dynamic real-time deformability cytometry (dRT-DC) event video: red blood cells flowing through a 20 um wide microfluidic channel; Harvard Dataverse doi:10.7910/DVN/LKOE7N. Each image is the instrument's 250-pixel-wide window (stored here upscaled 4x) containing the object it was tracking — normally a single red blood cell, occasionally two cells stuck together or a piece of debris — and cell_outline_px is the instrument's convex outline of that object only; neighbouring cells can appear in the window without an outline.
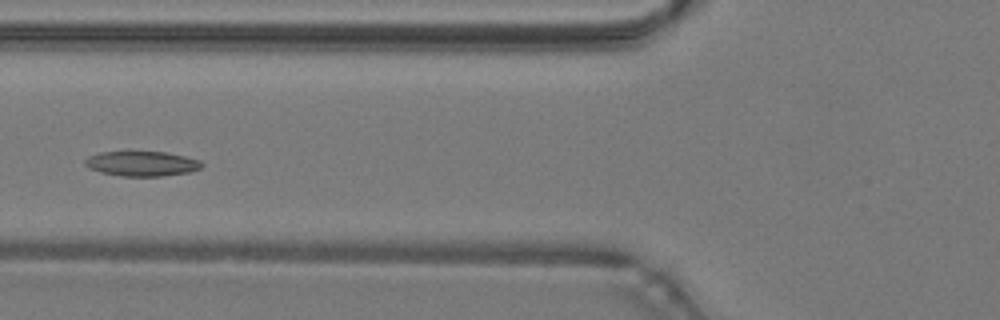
{"species": "common noctule bat (a hibernating species)", "species_latin": "Nyctalus noctula", "temperature_condition": "warm", "stored_images_in_passage": 24, "camera_frame_rate_fps": 3000, "um_per_image_px": 0.085, "animal": {"sex": "male", "body_mass_g": 19.2, "forearm_length_mm": 51.8}, "frame": {"image": 1, "passage_image": 4, "time_ms": 1.0, "image_size_px": [1000, 320], "cell_outline_px": [[204, 164], [200, 168], [188, 172], [164, 176], [120, 176], [100, 172], [88, 168], [84, 164], [84, 160], [88, 156], [100, 152], [164, 152], [184, 156], [200, 160]], "centroid_in_image_um": [12.02, 13.91], "position_along_channel_um": 113.8, "area_um2": 16.94}, "authors_computed_cell_mechanics": {"area_um2": 17.051, "velocity_mm_per_s": 4.23, "shape_relaxation_time_tau1_ms": 4.7725, "shape_relaxation_time_tau2_ms": null, "deformation_change_tau1": 0.1251, "deformation_change_tau2": null}}